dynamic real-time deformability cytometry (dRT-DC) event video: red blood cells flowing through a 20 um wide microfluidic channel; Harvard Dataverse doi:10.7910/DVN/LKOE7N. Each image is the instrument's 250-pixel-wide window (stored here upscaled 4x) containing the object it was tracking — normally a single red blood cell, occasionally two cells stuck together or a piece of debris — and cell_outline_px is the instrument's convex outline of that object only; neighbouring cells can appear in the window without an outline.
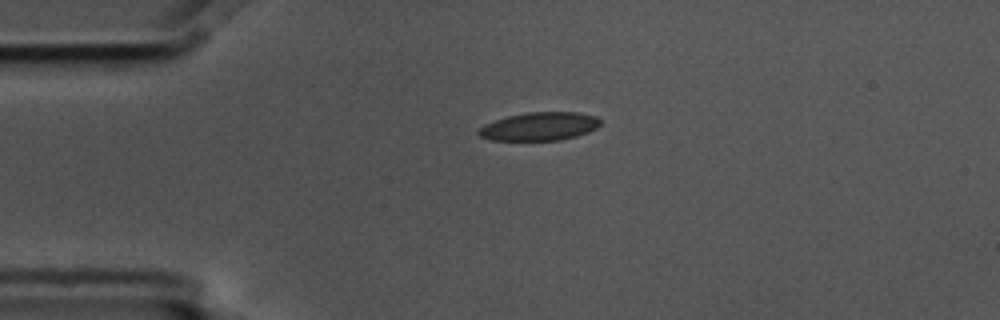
{"species": "common noctule bat (a hibernating species)", "species_latin": "Nyctalus noctula", "temperature_condition": "cold", "stored_images_in_passage": 3, "camera_frame_rate_fps": 3000, "um_per_image_px": 0.085, "animal": {"sex": "male", "body_mass_g": 17.5, "forearm_length_mm": 52.3}, "frame": {"image": 1, "passage_image": 1, "time_ms": 0.0, "image_size_px": [1000, 320], "cell_outline_px": [[600, 124], [596, 128], [588, 132], [576, 136], [560, 140], [492, 140], [480, 136], [476, 132], [484, 124], [508, 116], [528, 112], [580, 112], [596, 116], [600, 120]], "centroid_in_image_um": [45.87, 10.74], "position_along_channel_um": 39.1, "area_um2": 20.0}}